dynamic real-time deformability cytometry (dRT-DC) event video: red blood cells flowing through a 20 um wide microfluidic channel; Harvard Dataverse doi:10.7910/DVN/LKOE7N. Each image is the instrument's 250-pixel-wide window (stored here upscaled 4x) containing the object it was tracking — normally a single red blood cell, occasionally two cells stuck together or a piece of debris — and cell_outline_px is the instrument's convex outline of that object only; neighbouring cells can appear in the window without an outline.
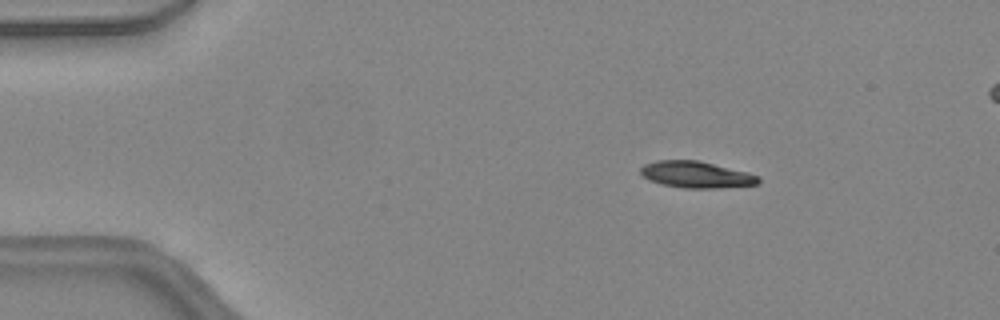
{"species": "common noctule bat (a hibernating species)", "species_latin": "Nyctalus noctula", "temperature_condition": "warm", "stored_images_in_passage": 42, "segment_of_instrument_passage": [1, 2], "camera_frame_rate_fps": 3000, "um_per_image_px": 0.085, "animal": {"sex": "female", "body_mass_g": 24.6, "forearm_length_mm": 56.2}, "frame": {"image": 1, "passage_image": 2, "time_ms": 0.333, "image_size_px": [1000, 320], "cell_outline_px": [[760, 184], [720, 188], [684, 188], [664, 184], [648, 180], [640, 172], [640, 168], [644, 164], [656, 160], [696, 160], [748, 172], [760, 176]], "centroid_in_image_um": [59.2, 14.84], "position_along_channel_um": 25.8, "area_um2": 18.21}}
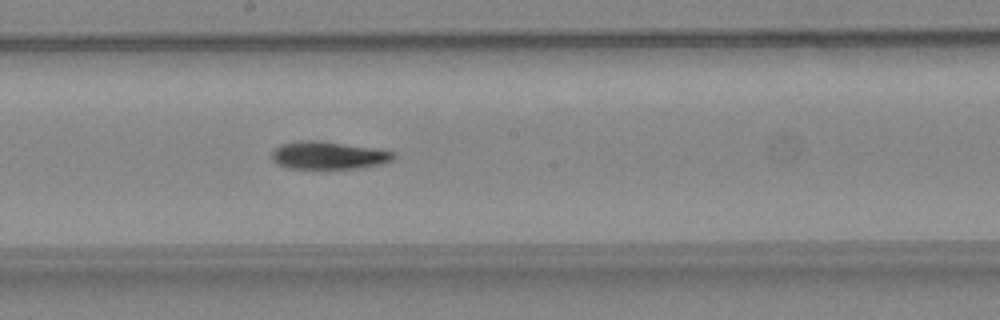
{"frame": {"image": 2, "passage_image": 20, "time_ms": 6.333, "image_size_px": [1000, 320], "cell_outline_px": [[396, 156], [392, 160], [384, 164], [360, 168], [288, 168], [276, 164], [272, 160], [272, 152], [276, 148], [284, 144], [300, 140], [316, 140], [372, 148], [396, 152]], "centroid_in_image_um": [27.94, 13.21], "position_along_channel_um": 220.3, "area_um2": 19.54}}
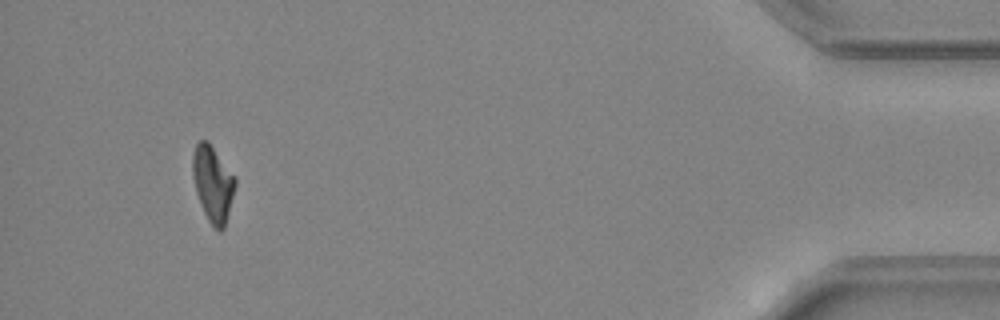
{"frame": {"image": 3, "passage_image": 38, "time_ms": 12.333, "image_size_px": [1000, 320], "cell_outline_px": [[236, 184], [224, 228], [220, 232], [212, 228], [204, 212], [196, 192], [192, 176], [192, 152], [196, 144], [200, 140], [208, 140], [236, 176]], "centroid_in_image_um": [18.09, 15.59], "position_along_channel_um": 417.1, "area_um2": 19.07}}